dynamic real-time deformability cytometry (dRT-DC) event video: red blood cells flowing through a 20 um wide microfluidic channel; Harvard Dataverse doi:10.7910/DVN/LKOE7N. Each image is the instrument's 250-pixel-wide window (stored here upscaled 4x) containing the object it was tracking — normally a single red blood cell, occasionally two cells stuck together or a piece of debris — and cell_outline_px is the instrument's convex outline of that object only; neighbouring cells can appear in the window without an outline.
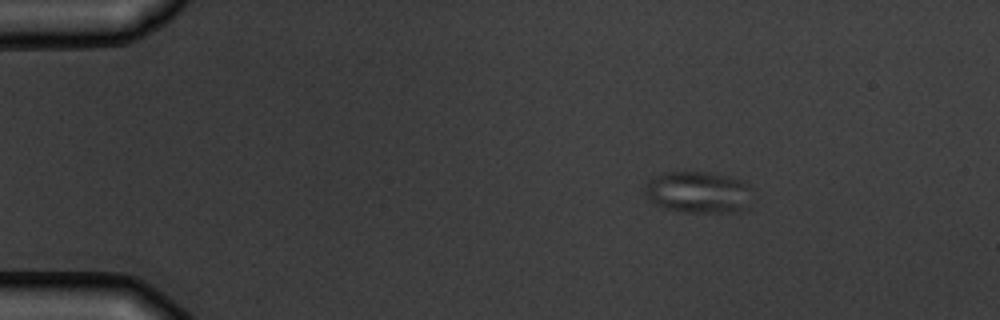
{"species": "common noctule bat (a hibernating species)", "species_latin": "Nyctalus noctula", "temperature_condition": "warm", "stored_images_in_passage": 4, "camera_frame_rate_fps": 3000, "um_per_image_px": 0.085, "animal": {"sex": "male", "body_mass_g": 19.5, "forearm_length_mm": 54.6}, "frame": {"image": 1, "passage_image": 1, "time_ms": 0.0, "image_size_px": [1000, 320], "cell_outline_px": [[752, 188], [740, 212], [680, 212], [664, 208], [652, 204], [644, 192], [644, 184], [648, 180], [664, 172], [712, 172], [728, 176], [740, 180], [748, 184]], "centroid_in_image_um": [59.26, 16.33], "position_along_channel_um": 25.7, "area_um2": 26.13}}